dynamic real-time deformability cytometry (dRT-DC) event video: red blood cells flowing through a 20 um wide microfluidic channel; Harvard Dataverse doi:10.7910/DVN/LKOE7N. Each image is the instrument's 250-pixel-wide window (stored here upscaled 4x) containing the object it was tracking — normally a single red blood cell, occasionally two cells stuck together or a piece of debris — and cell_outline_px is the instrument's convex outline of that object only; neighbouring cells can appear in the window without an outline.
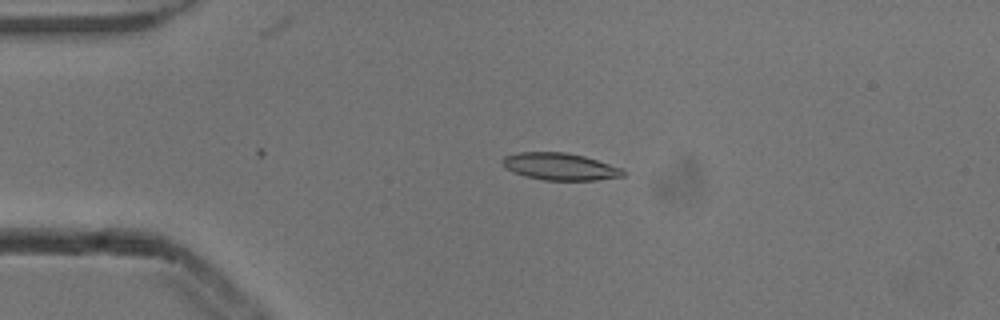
{"species": "common noctule bat (a hibernating species)", "species_latin": "Nyctalus noctula", "temperature_condition": "cold", "stored_images_in_passage": 38, "camera_frame_rate_fps": 3000, "um_per_image_px": 0.085, "animal": {"sex": "male", "body_mass_g": 13.3}, "frame": {"image": 1, "passage_image": 3, "time_ms": 0.667, "image_size_px": [1000, 320], "cell_outline_px": [[624, 176], [596, 180], [544, 180], [512, 172], [504, 168], [500, 164], [500, 160], [504, 156], [520, 152], [564, 152], [584, 156], [624, 168]], "centroid_in_image_um": [47.58, 14.15], "position_along_channel_um": 37.4, "area_um2": 19.19}}
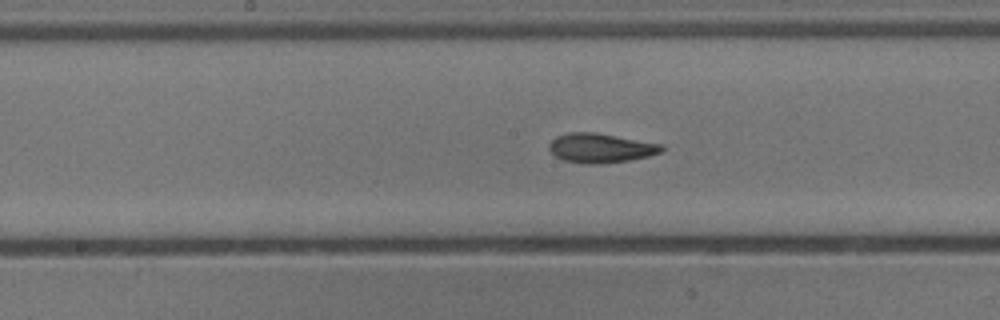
{"frame": {"image": 2, "passage_image": 18, "time_ms": 5.667, "image_size_px": [1000, 320], "cell_outline_px": [[664, 148], [660, 152], [648, 156], [628, 160], [600, 164], [584, 164], [564, 160], [556, 156], [548, 148], [548, 144], [556, 136], [568, 132], [596, 132], [664, 144]], "centroid_in_image_um": [51.05, 12.57], "position_along_channel_um": 197.2, "area_um2": 19.36}}
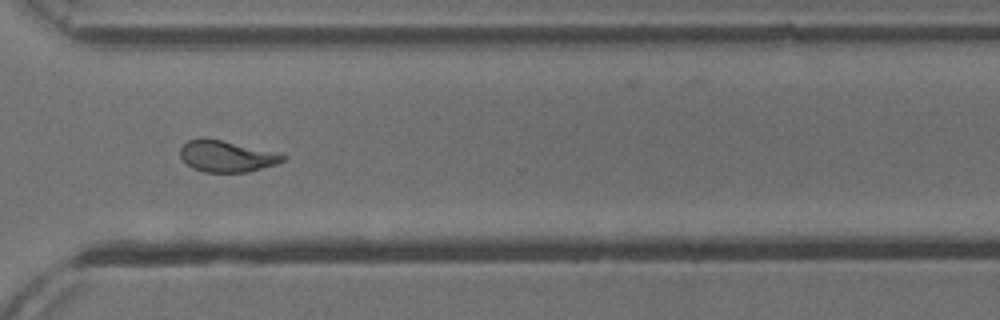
{"frame": {"image": 3, "passage_image": 30, "time_ms": 9.667, "image_size_px": [1000, 320], "cell_outline_px": [[284, 160], [276, 164], [248, 172], [204, 172], [192, 168], [180, 156], [180, 148], [188, 140], [200, 136], [204, 136], [272, 152], [284, 156]], "centroid_in_image_um": [19.17, 13.27], "position_along_channel_um": 351.4, "area_um2": 18.5}, "authors_computed_cell_mechanics": {"area_um2": 19.074, "velocity_mm_per_s": 3.8628, "shape_relaxation_time_tau1_ms": 5.8181, "shape_relaxation_time_tau2_ms": 2.1649, "deformation_change_tau1": 0.1568, "deformation_change_tau2": 0.0866}}